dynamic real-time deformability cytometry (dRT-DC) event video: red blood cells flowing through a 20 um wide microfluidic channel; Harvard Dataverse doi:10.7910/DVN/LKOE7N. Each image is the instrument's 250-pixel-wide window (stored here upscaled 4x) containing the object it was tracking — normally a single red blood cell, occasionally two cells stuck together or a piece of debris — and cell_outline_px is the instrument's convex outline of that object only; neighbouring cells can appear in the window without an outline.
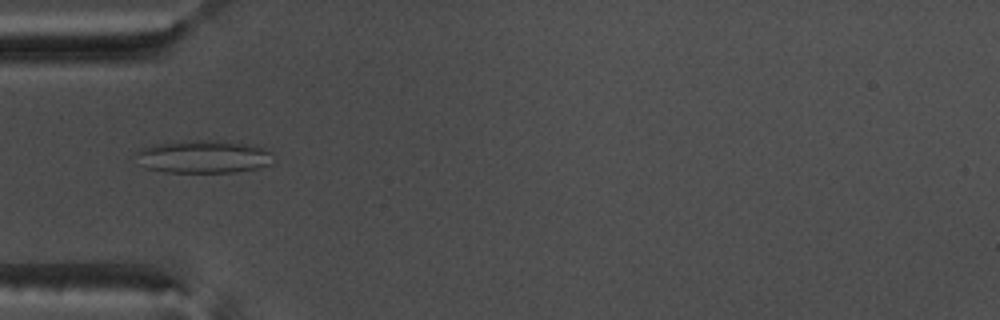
{"species": "common noctule bat (a hibernating species)", "species_latin": "Nyctalus noctula", "temperature_condition": "warm", "stored_images_in_passage": 54, "camera_frame_rate_fps": 3000, "um_per_image_px": 0.085, "animal": {"sex": "male", "body_mass_g": 17.5, "forearm_length_mm": 52.3}, "frame": {"image": 1, "passage_image": 18, "time_ms": 5.667, "image_size_px": [1000, 320], "cell_outline_px": [[272, 164], [256, 168], [236, 172], [164, 172], [144, 168], [136, 152], [140, 148], [156, 144], [192, 140], [216, 140], [248, 144], [272, 152]], "centroid_in_image_um": [17.3, 13.32], "position_along_channel_um": 67.7, "area_um2": 26.13}}
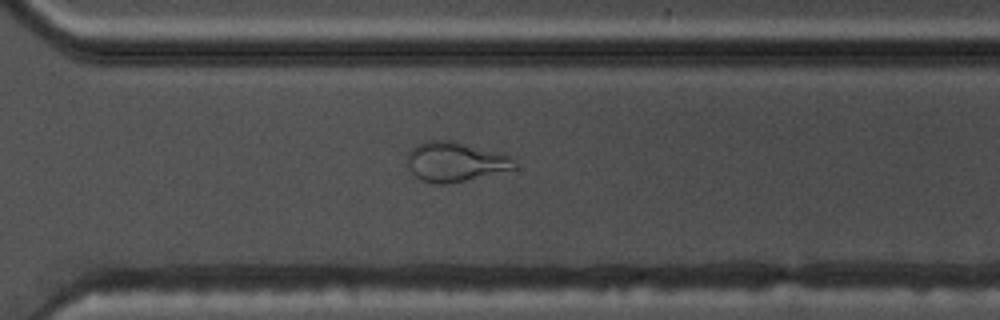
{"frame": {"image": 2, "passage_image": 39, "time_ms": 12.667, "image_size_px": [1000, 320], "cell_outline_px": [[516, 168], [448, 184], [436, 184], [420, 180], [408, 168], [408, 152], [416, 144], [424, 140], [452, 140], [512, 156], [516, 164]], "centroid_in_image_um": [38.66, 13.74], "position_along_channel_um": 331.9, "area_um2": 24.68}}
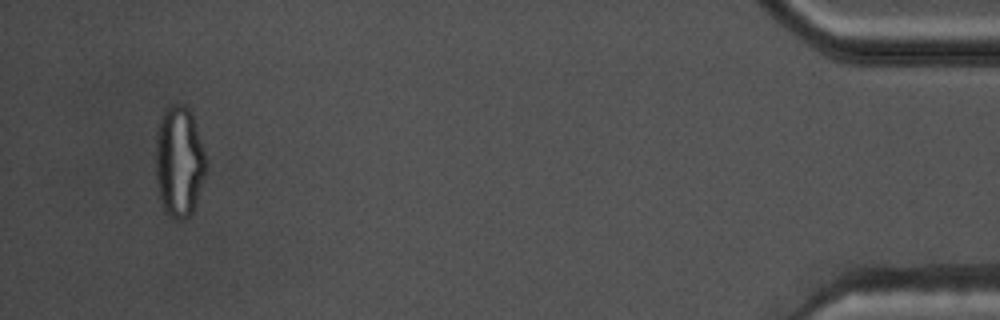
{"frame": {"image": 3, "passage_image": 52, "time_ms": 17.0, "image_size_px": [1000, 320], "cell_outline_px": [[204, 176], [192, 212], [188, 216], [180, 220], [176, 220], [164, 208], [160, 200], [156, 180], [156, 132], [160, 116], [164, 108], [168, 104], [184, 104], [188, 108], [192, 116], [204, 152]], "centroid_in_image_um": [15.18, 13.68], "position_along_channel_um": 420.0, "area_um2": 32.08}, "authors_computed_cell_mechanics": {"area_um2": 26.877, "velocity_mm_per_s": 3.7843, "shape_relaxation_time_tau1_ms": null, "shape_relaxation_time_tau2_ms": 1.5172, "deformation_change_tau1": null, "deformation_change_tau2": 0.0786}}